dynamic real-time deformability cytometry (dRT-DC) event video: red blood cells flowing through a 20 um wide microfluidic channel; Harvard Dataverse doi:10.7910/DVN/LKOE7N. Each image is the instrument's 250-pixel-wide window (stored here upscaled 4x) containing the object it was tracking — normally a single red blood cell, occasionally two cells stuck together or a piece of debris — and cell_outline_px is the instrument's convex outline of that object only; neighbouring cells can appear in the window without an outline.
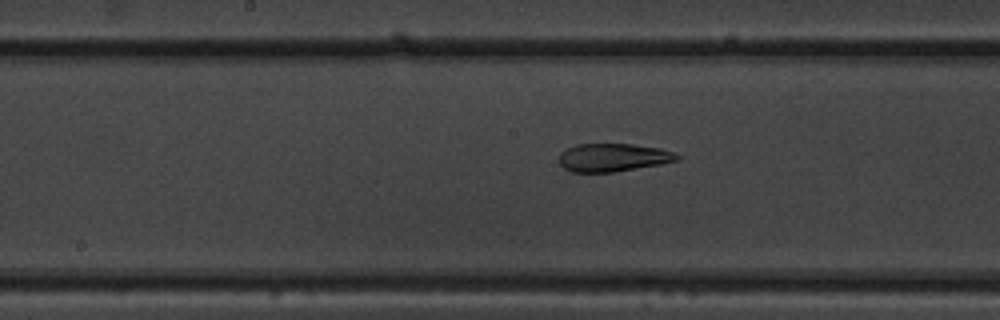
{"species": "common noctule bat (a hibernating species)", "species_latin": "Nyctalus noctula", "temperature_condition": "warm", "stored_images_in_passage": 52, "camera_frame_rate_fps": 3000, "um_per_image_px": 0.085, "animal": {"sex": "male", "body_mass_g": 19.5, "forearm_length_mm": 54.6}, "frame": {"image": 1, "passage_image": 27, "time_ms": 8.667, "image_size_px": [1000, 320], "cell_outline_px": [[680, 160], [660, 164], [612, 172], [568, 172], [560, 164], [560, 152], [576, 144], [632, 144], [660, 148], [672, 152], [680, 156]], "centroid_in_image_um": [52.09, 13.39], "position_along_channel_um": 196.1, "area_um2": 19.25}}
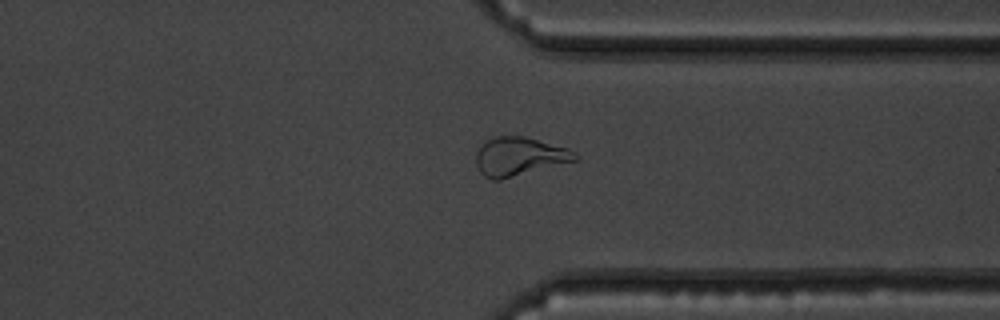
{"frame": {"image": 2, "passage_image": 40, "time_ms": 13.0, "image_size_px": [1000, 320], "cell_outline_px": [[576, 160], [500, 180], [492, 180], [484, 176], [480, 172], [476, 164], [476, 152], [480, 144], [492, 136], [524, 136], [568, 148], [576, 152]], "centroid_in_image_um": [44.08, 13.29], "position_along_channel_um": 367.3, "area_um2": 22.25}}
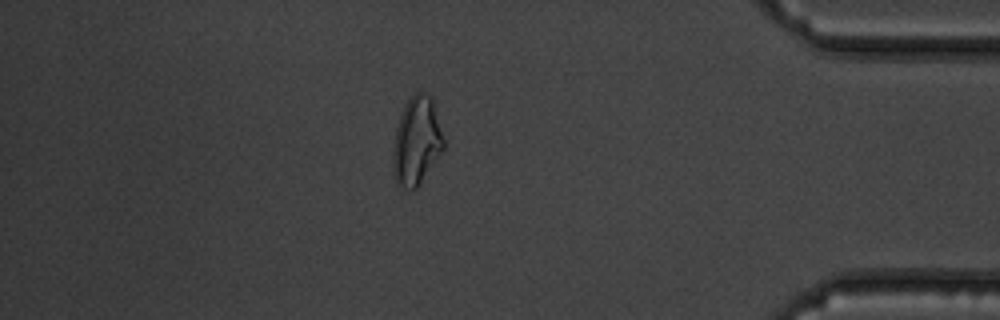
{"frame": {"image": 3, "passage_image": 45, "time_ms": 14.667, "image_size_px": [1000, 320], "cell_outline_px": [[444, 148], [416, 188], [400, 188], [396, 184], [392, 172], [392, 148], [396, 128], [400, 116], [412, 92], [424, 92], [432, 96], [444, 140]], "centroid_in_image_um": [35.38, 11.98], "position_along_channel_um": 399.8, "area_um2": 26.07}, "authors_computed_cell_mechanics": {"area_um2": 24.4205, "velocity_mm_per_s": 3.9557, "shape_relaxation_time_tau1_ms": null, "shape_relaxation_time_tau2_ms": 2.1869, "deformation_change_tau1": null, "deformation_change_tau2": 0.0902}}